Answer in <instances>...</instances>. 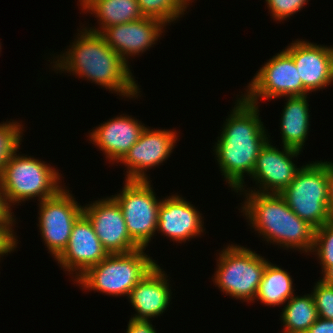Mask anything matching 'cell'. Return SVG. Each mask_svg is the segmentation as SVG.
Here are the masks:
<instances>
[{"mask_svg":"<svg viewBox=\"0 0 333 333\" xmlns=\"http://www.w3.org/2000/svg\"><path fill=\"white\" fill-rule=\"evenodd\" d=\"M292 276L279 265L267 263L257 295L254 299L259 300L266 306H284L295 293Z\"/></svg>","mask_w":333,"mask_h":333,"instance_id":"21","label":"cell"},{"mask_svg":"<svg viewBox=\"0 0 333 333\" xmlns=\"http://www.w3.org/2000/svg\"><path fill=\"white\" fill-rule=\"evenodd\" d=\"M86 13L98 19L99 27H85L96 33H101L111 25L134 22L143 17L137 0H99Z\"/></svg>","mask_w":333,"mask_h":333,"instance_id":"22","label":"cell"},{"mask_svg":"<svg viewBox=\"0 0 333 333\" xmlns=\"http://www.w3.org/2000/svg\"><path fill=\"white\" fill-rule=\"evenodd\" d=\"M151 180H125L119 193L111 195L120 206L130 238L140 247H148L157 231V199Z\"/></svg>","mask_w":333,"mask_h":333,"instance_id":"8","label":"cell"},{"mask_svg":"<svg viewBox=\"0 0 333 333\" xmlns=\"http://www.w3.org/2000/svg\"><path fill=\"white\" fill-rule=\"evenodd\" d=\"M162 198L158 209L157 232L176 243H185L203 234L204 221L200 211L182 195ZM191 238V239H190Z\"/></svg>","mask_w":333,"mask_h":333,"instance_id":"17","label":"cell"},{"mask_svg":"<svg viewBox=\"0 0 333 333\" xmlns=\"http://www.w3.org/2000/svg\"><path fill=\"white\" fill-rule=\"evenodd\" d=\"M246 88L241 95L256 105L264 99L310 94L302 84L293 58L284 49L260 67Z\"/></svg>","mask_w":333,"mask_h":333,"instance_id":"9","label":"cell"},{"mask_svg":"<svg viewBox=\"0 0 333 333\" xmlns=\"http://www.w3.org/2000/svg\"><path fill=\"white\" fill-rule=\"evenodd\" d=\"M65 186L56 195L38 203L40 236L48 253L56 260L66 249L73 224L83 213L72 192Z\"/></svg>","mask_w":333,"mask_h":333,"instance_id":"10","label":"cell"},{"mask_svg":"<svg viewBox=\"0 0 333 333\" xmlns=\"http://www.w3.org/2000/svg\"><path fill=\"white\" fill-rule=\"evenodd\" d=\"M137 2L143 17L159 20L166 27L182 18L191 4L189 0H137Z\"/></svg>","mask_w":333,"mask_h":333,"instance_id":"24","label":"cell"},{"mask_svg":"<svg viewBox=\"0 0 333 333\" xmlns=\"http://www.w3.org/2000/svg\"><path fill=\"white\" fill-rule=\"evenodd\" d=\"M15 224V222L0 223V259L14 252L18 246V236L13 229Z\"/></svg>","mask_w":333,"mask_h":333,"instance_id":"29","label":"cell"},{"mask_svg":"<svg viewBox=\"0 0 333 333\" xmlns=\"http://www.w3.org/2000/svg\"><path fill=\"white\" fill-rule=\"evenodd\" d=\"M306 333H333V320L318 318Z\"/></svg>","mask_w":333,"mask_h":333,"instance_id":"32","label":"cell"},{"mask_svg":"<svg viewBox=\"0 0 333 333\" xmlns=\"http://www.w3.org/2000/svg\"><path fill=\"white\" fill-rule=\"evenodd\" d=\"M311 253L319 260L322 272L327 267L333 266V217L315 230Z\"/></svg>","mask_w":333,"mask_h":333,"instance_id":"26","label":"cell"},{"mask_svg":"<svg viewBox=\"0 0 333 333\" xmlns=\"http://www.w3.org/2000/svg\"><path fill=\"white\" fill-rule=\"evenodd\" d=\"M176 130L145 127L138 141L119 161L126 167L125 180H150L147 170L163 165L174 151ZM147 174V175H146Z\"/></svg>","mask_w":333,"mask_h":333,"instance_id":"11","label":"cell"},{"mask_svg":"<svg viewBox=\"0 0 333 333\" xmlns=\"http://www.w3.org/2000/svg\"><path fill=\"white\" fill-rule=\"evenodd\" d=\"M99 0H79L78 2H80V7L82 9L81 13L84 11H87L95 2H97Z\"/></svg>","mask_w":333,"mask_h":333,"instance_id":"35","label":"cell"},{"mask_svg":"<svg viewBox=\"0 0 333 333\" xmlns=\"http://www.w3.org/2000/svg\"><path fill=\"white\" fill-rule=\"evenodd\" d=\"M66 52L54 54L50 64L53 70L84 78L122 98L138 99L141 91L130 65L106 43L100 33L86 28L77 30Z\"/></svg>","mask_w":333,"mask_h":333,"instance_id":"1","label":"cell"},{"mask_svg":"<svg viewBox=\"0 0 333 333\" xmlns=\"http://www.w3.org/2000/svg\"><path fill=\"white\" fill-rule=\"evenodd\" d=\"M83 213L109 254L128 253L140 248L130 238L123 212L112 196L83 205Z\"/></svg>","mask_w":333,"mask_h":333,"instance_id":"13","label":"cell"},{"mask_svg":"<svg viewBox=\"0 0 333 333\" xmlns=\"http://www.w3.org/2000/svg\"><path fill=\"white\" fill-rule=\"evenodd\" d=\"M328 161L303 164L293 181L280 193L290 209L315 229L333 216L328 205Z\"/></svg>","mask_w":333,"mask_h":333,"instance_id":"7","label":"cell"},{"mask_svg":"<svg viewBox=\"0 0 333 333\" xmlns=\"http://www.w3.org/2000/svg\"><path fill=\"white\" fill-rule=\"evenodd\" d=\"M236 99L213 146L219 171L234 192L246 189L245 175L251 177L259 152L271 137L259 117L260 105L242 95Z\"/></svg>","mask_w":333,"mask_h":333,"instance_id":"2","label":"cell"},{"mask_svg":"<svg viewBox=\"0 0 333 333\" xmlns=\"http://www.w3.org/2000/svg\"><path fill=\"white\" fill-rule=\"evenodd\" d=\"M321 281L327 285L333 286V266L327 267L323 272Z\"/></svg>","mask_w":333,"mask_h":333,"instance_id":"34","label":"cell"},{"mask_svg":"<svg viewBox=\"0 0 333 333\" xmlns=\"http://www.w3.org/2000/svg\"><path fill=\"white\" fill-rule=\"evenodd\" d=\"M284 50L293 58L302 84L309 93L333 83V45L295 39Z\"/></svg>","mask_w":333,"mask_h":333,"instance_id":"15","label":"cell"},{"mask_svg":"<svg viewBox=\"0 0 333 333\" xmlns=\"http://www.w3.org/2000/svg\"><path fill=\"white\" fill-rule=\"evenodd\" d=\"M145 127L131 115L121 114L90 130L89 141L103 152L107 161L115 164L138 141Z\"/></svg>","mask_w":333,"mask_h":333,"instance_id":"18","label":"cell"},{"mask_svg":"<svg viewBox=\"0 0 333 333\" xmlns=\"http://www.w3.org/2000/svg\"><path fill=\"white\" fill-rule=\"evenodd\" d=\"M165 26L154 18L142 17L134 22L111 25L100 34L107 45L130 64V57L141 56L160 40Z\"/></svg>","mask_w":333,"mask_h":333,"instance_id":"16","label":"cell"},{"mask_svg":"<svg viewBox=\"0 0 333 333\" xmlns=\"http://www.w3.org/2000/svg\"><path fill=\"white\" fill-rule=\"evenodd\" d=\"M286 303L280 316L284 327L282 333H306L319 318L312 293L294 294Z\"/></svg>","mask_w":333,"mask_h":333,"instance_id":"23","label":"cell"},{"mask_svg":"<svg viewBox=\"0 0 333 333\" xmlns=\"http://www.w3.org/2000/svg\"><path fill=\"white\" fill-rule=\"evenodd\" d=\"M109 253L97 237L88 217L82 213L71 230L68 245L56 259L58 266L72 275L73 282L87 269L105 259Z\"/></svg>","mask_w":333,"mask_h":333,"instance_id":"14","label":"cell"},{"mask_svg":"<svg viewBox=\"0 0 333 333\" xmlns=\"http://www.w3.org/2000/svg\"><path fill=\"white\" fill-rule=\"evenodd\" d=\"M19 150L11 156L0 175V186L10 207L36 197L41 202L65 187L57 168L41 159L18 154Z\"/></svg>","mask_w":333,"mask_h":333,"instance_id":"4","label":"cell"},{"mask_svg":"<svg viewBox=\"0 0 333 333\" xmlns=\"http://www.w3.org/2000/svg\"><path fill=\"white\" fill-rule=\"evenodd\" d=\"M238 192L245 198L239 210L259 237L263 236L262 241L286 250L296 249L308 255L311 253L316 229L299 218L280 193H235Z\"/></svg>","mask_w":333,"mask_h":333,"instance_id":"3","label":"cell"},{"mask_svg":"<svg viewBox=\"0 0 333 333\" xmlns=\"http://www.w3.org/2000/svg\"><path fill=\"white\" fill-rule=\"evenodd\" d=\"M217 255L215 287L241 302L254 303L267 263L264 256L240 244H228Z\"/></svg>","mask_w":333,"mask_h":333,"instance_id":"6","label":"cell"},{"mask_svg":"<svg viewBox=\"0 0 333 333\" xmlns=\"http://www.w3.org/2000/svg\"><path fill=\"white\" fill-rule=\"evenodd\" d=\"M271 18L275 21L287 20L303 9L310 0H265Z\"/></svg>","mask_w":333,"mask_h":333,"instance_id":"28","label":"cell"},{"mask_svg":"<svg viewBox=\"0 0 333 333\" xmlns=\"http://www.w3.org/2000/svg\"><path fill=\"white\" fill-rule=\"evenodd\" d=\"M126 333H157L150 321L129 319Z\"/></svg>","mask_w":333,"mask_h":333,"instance_id":"30","label":"cell"},{"mask_svg":"<svg viewBox=\"0 0 333 333\" xmlns=\"http://www.w3.org/2000/svg\"><path fill=\"white\" fill-rule=\"evenodd\" d=\"M311 293L319 318L333 320V286L318 280Z\"/></svg>","mask_w":333,"mask_h":333,"instance_id":"27","label":"cell"},{"mask_svg":"<svg viewBox=\"0 0 333 333\" xmlns=\"http://www.w3.org/2000/svg\"><path fill=\"white\" fill-rule=\"evenodd\" d=\"M281 119L280 133L282 145L303 151L308 139L310 125V110L308 96H287Z\"/></svg>","mask_w":333,"mask_h":333,"instance_id":"20","label":"cell"},{"mask_svg":"<svg viewBox=\"0 0 333 333\" xmlns=\"http://www.w3.org/2000/svg\"><path fill=\"white\" fill-rule=\"evenodd\" d=\"M281 149L279 150V148L274 146L272 140L269 139L260 150L250 177L257 187L238 189L237 191L281 193L293 181L297 172L302 168V166L297 167L294 163V158L303 152L285 146H282Z\"/></svg>","mask_w":333,"mask_h":333,"instance_id":"12","label":"cell"},{"mask_svg":"<svg viewBox=\"0 0 333 333\" xmlns=\"http://www.w3.org/2000/svg\"><path fill=\"white\" fill-rule=\"evenodd\" d=\"M15 220L14 212H12L0 186V223L16 222Z\"/></svg>","mask_w":333,"mask_h":333,"instance_id":"31","label":"cell"},{"mask_svg":"<svg viewBox=\"0 0 333 333\" xmlns=\"http://www.w3.org/2000/svg\"><path fill=\"white\" fill-rule=\"evenodd\" d=\"M23 126L21 122L16 120H6V122L0 123V175L8 160L23 142Z\"/></svg>","mask_w":333,"mask_h":333,"instance_id":"25","label":"cell"},{"mask_svg":"<svg viewBox=\"0 0 333 333\" xmlns=\"http://www.w3.org/2000/svg\"><path fill=\"white\" fill-rule=\"evenodd\" d=\"M139 248L128 253L109 254L75 280L82 290L128 298L131 290L158 263Z\"/></svg>","mask_w":333,"mask_h":333,"instance_id":"5","label":"cell"},{"mask_svg":"<svg viewBox=\"0 0 333 333\" xmlns=\"http://www.w3.org/2000/svg\"><path fill=\"white\" fill-rule=\"evenodd\" d=\"M328 205L329 211L333 216V162L328 161Z\"/></svg>","mask_w":333,"mask_h":333,"instance_id":"33","label":"cell"},{"mask_svg":"<svg viewBox=\"0 0 333 333\" xmlns=\"http://www.w3.org/2000/svg\"><path fill=\"white\" fill-rule=\"evenodd\" d=\"M168 277L157 264L137 283L126 298L137 312L131 316V319L150 321V318L152 320L165 313L171 304L173 293Z\"/></svg>","mask_w":333,"mask_h":333,"instance_id":"19","label":"cell"}]
</instances>
